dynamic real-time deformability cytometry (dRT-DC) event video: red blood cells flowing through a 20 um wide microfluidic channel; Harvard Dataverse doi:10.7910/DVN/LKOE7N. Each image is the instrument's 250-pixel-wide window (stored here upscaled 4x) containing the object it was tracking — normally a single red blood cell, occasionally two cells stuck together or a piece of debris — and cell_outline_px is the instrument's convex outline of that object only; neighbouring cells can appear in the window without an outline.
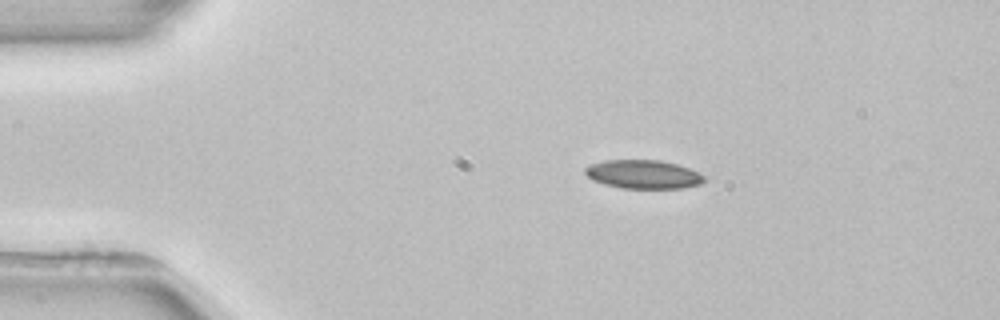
{"species": "common noctule bat (a hibernating species)", "species_latin": "Nyctalus noctula", "temperature_condition": "room temperature", "stored_images_in_passage": 2, "camera_frame_rate_fps": 3000, "um_per_image_px": 0.085, "animal": {"sex": "female", "body_mass_g": 22.7, "forearm_length_mm": 54.2}, "frame": {"image": 1, "passage_image": 1, "time_ms": 0.0, "image_size_px": [1000, 320], "cell_outline_px": [[704, 180], [700, 184], [680, 188], [620, 188], [604, 184], [592, 180], [584, 172], [584, 168], [592, 164], [604, 160], [660, 160], [676, 164], [700, 172], [704, 176]], "centroid_in_image_um": [54.66, 14.81], "position_along_channel_um": 30.3, "area_um2": 19.83}}